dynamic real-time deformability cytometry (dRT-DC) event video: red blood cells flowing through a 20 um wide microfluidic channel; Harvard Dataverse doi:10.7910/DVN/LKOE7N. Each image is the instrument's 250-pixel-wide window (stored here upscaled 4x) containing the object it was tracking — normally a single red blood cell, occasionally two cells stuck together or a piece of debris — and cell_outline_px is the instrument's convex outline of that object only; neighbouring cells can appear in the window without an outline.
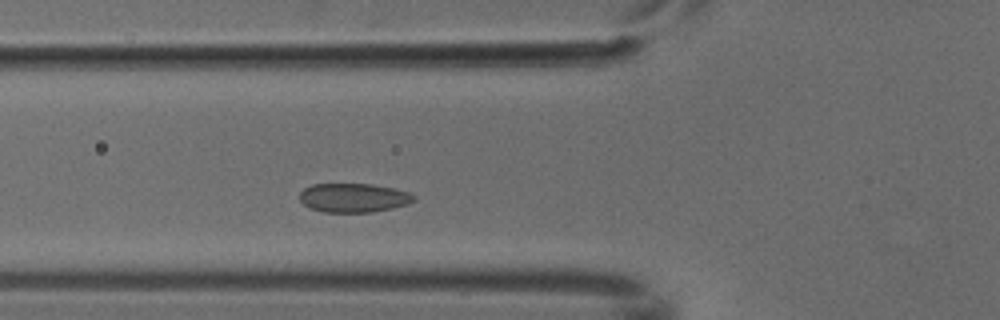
{"species": "common noctule bat (a hibernating species)", "species_latin": "Nyctalus noctula", "temperature_condition": "cold", "stored_images_in_passage": 3, "camera_frame_rate_fps": 3000, "um_per_image_px": 0.085, "animal": {"sex": "male", "body_mass_g": 18.8}, "frame": {"image": 1, "passage_image": 3, "time_ms": 0.667, "image_size_px": [1000, 320], "cell_outline_px": [[416, 200], [408, 204], [392, 208], [372, 212], [324, 212], [312, 208], [304, 204], [300, 200], [300, 192], [304, 188], [312, 184], [372, 184], [396, 188], [408, 192], [416, 196]], "centroid_in_image_um": [30.09, 16.8], "position_along_channel_um": 95.7, "area_um2": 19.36}}